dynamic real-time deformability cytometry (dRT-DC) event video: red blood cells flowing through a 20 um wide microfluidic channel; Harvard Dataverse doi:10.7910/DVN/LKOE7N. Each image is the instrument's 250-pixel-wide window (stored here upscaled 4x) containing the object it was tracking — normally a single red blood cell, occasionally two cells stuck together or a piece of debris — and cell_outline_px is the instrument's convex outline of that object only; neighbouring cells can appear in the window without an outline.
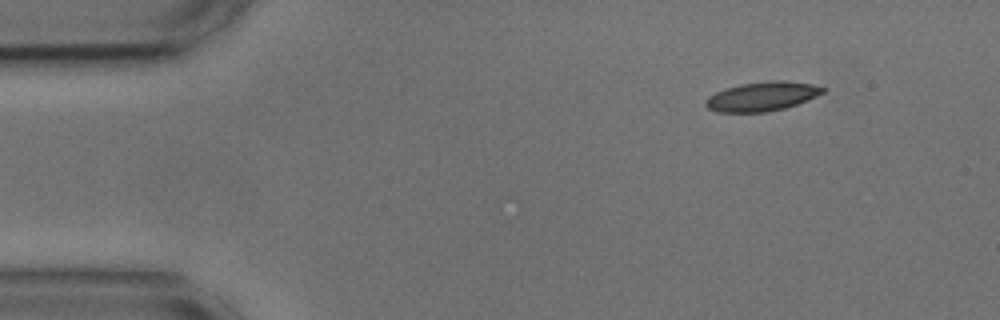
{"species": "common noctule bat (a hibernating species)", "species_latin": "Nyctalus noctula", "temperature_condition": "cold", "stored_images_in_passage": 24, "camera_frame_rate_fps": 3000, "um_per_image_px": 0.085, "animal": {"sex": "male", "body_mass_g": 17.9, "forearm_length_mm": 54.2}, "frame": {"image": 1, "passage_image": 1, "time_ms": 0.0, "image_size_px": [1000, 320], "cell_outline_px": [[828, 88], [824, 92], [808, 100], [784, 108], [764, 112], [716, 112], [708, 108], [704, 104], [704, 100], [708, 96], [716, 92], [740, 84], [772, 80], [784, 80], [812, 84]], "centroid_in_image_um": [64.78, 8.19], "position_along_channel_um": 20.2, "area_um2": 19.94}}
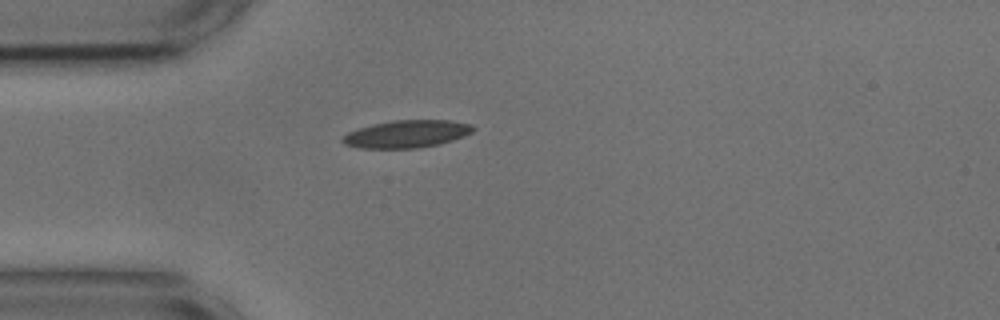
{"frame": {"image": 2, "passage_image": 9, "time_ms": 2.667, "image_size_px": [1000, 320], "cell_outline_px": [[476, 128], [472, 132], [464, 136], [440, 144], [416, 148], [360, 148], [344, 144], [340, 140], [340, 136], [356, 128], [372, 124], [392, 120], [452, 120], [472, 124]], "centroid_in_image_um": [34.54, 11.38], "position_along_channel_um": 50.5, "area_um2": 21.21}}
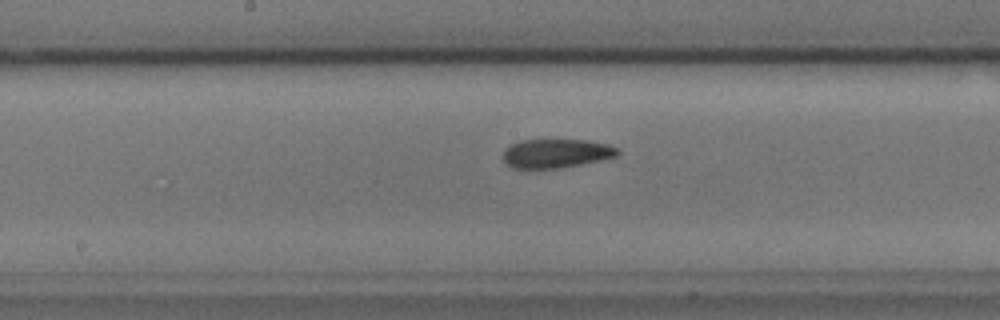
{"frame": {"image": 3, "passage_image": 22, "time_ms": 7.0, "image_size_px": [1000, 320], "cell_outline_px": [[620, 152], [616, 156], [600, 160], [560, 168], [512, 168], [504, 164], [504, 148], [520, 140], [588, 140], [608, 144], [620, 148]], "centroid_in_image_um": [47.27, 13.03], "position_along_channel_um": 200.9, "area_um2": 19.36}}